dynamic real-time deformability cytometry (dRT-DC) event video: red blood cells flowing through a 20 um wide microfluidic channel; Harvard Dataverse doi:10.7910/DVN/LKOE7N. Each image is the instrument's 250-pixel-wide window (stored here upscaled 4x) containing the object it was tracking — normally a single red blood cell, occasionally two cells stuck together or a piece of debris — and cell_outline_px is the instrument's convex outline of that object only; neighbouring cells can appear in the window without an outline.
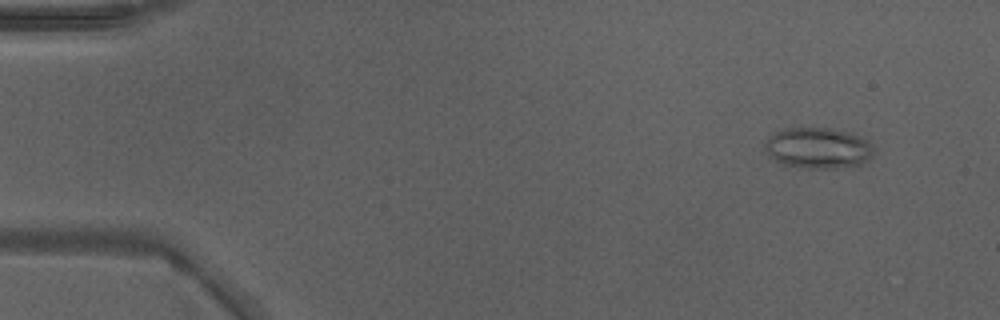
{"species": "Egyptian fruit bat (a non-hibernating species)", "species_latin": "Rousettus aegyptiacus", "temperature_condition": "warm", "stored_images_in_passage": 24, "camera_frame_rate_fps": 3000, "um_per_image_px": 0.085, "animal": {"sex": "male"}, "frame": {"image": 1, "passage_image": 4, "time_ms": 1.0, "image_size_px": [1000, 320], "cell_outline_px": [[872, 156], [868, 160], [860, 164], [836, 168], [808, 168], [784, 164], [768, 156], [764, 148], [764, 144], [768, 136], [772, 132], [788, 128], [832, 128], [852, 132], [860, 136], [872, 148]], "centroid_in_image_um": [69.48, 12.57], "position_along_channel_um": 15.5, "area_um2": 25.89}}